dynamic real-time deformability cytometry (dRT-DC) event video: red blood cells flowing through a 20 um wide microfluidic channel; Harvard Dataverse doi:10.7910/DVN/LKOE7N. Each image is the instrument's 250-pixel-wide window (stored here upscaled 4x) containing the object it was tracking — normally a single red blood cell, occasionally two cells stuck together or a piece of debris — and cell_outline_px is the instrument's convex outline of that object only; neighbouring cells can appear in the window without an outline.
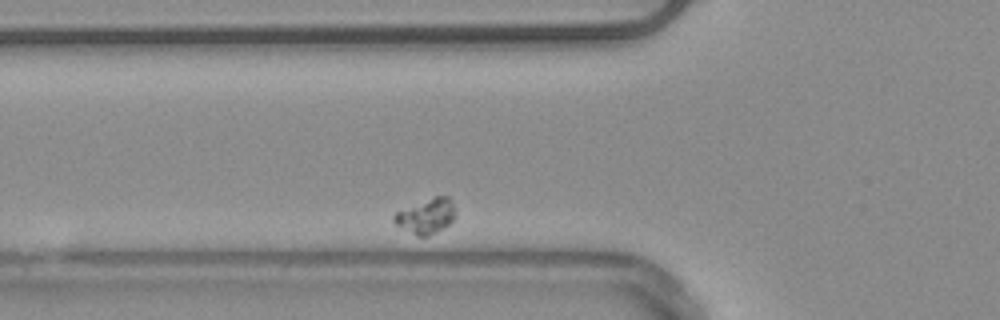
{"species": "common noctule bat (a hibernating species)", "species_latin": "Nyctalus noctula", "temperature_condition": "warm", "stored_images_in_passage": 32, "camera_frame_rate_fps": 3000, "um_per_image_px": 0.085, "animal": {"sex": "male", "body_mass_g": 20.4}, "frame": {"image": 1, "passage_image": 5, "time_ms": 1.333, "image_size_px": [1000, 320], "cell_outline_px": [[456, 216], [444, 228], [428, 236], [416, 236], [396, 224], [392, 220], [392, 216], [396, 212], [436, 196], [448, 196], [452, 200], [456, 212]], "centroid_in_image_um": [36.25, 18.38], "position_along_channel_um": 89.6, "area_um2": 12.37}}